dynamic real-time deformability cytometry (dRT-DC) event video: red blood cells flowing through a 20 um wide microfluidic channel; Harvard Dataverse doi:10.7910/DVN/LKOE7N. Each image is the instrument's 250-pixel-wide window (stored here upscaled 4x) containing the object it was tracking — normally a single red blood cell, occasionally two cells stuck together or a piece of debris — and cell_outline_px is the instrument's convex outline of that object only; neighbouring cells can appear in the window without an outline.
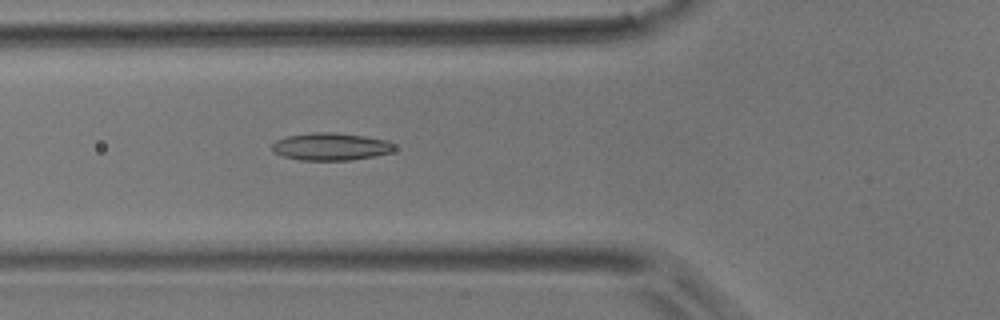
{"species": "common noctule bat (a hibernating species)", "species_latin": "Nyctalus noctula", "temperature_condition": "room temperature", "stored_images_in_passage": 44, "camera_frame_rate_fps": 3000, "um_per_image_px": 0.085, "animal": {"sex": "male", "body_mass_g": 17.9}, "frame": {"image": 1, "passage_image": 16, "time_ms": 5.0, "image_size_px": [1000, 320], "cell_outline_px": [[396, 148], [392, 152], [376, 156], [348, 160], [300, 160], [284, 156], [272, 152], [272, 144], [276, 140], [288, 136], [312, 132], [332, 132], [364, 136], [388, 140]], "centroid_in_image_um": [28.12, 12.46], "position_along_channel_um": 97.7, "area_um2": 19.59}}
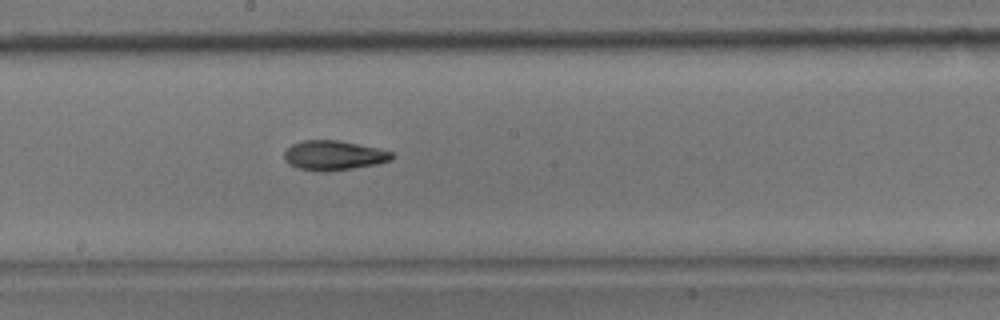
{"frame": {"image": 2, "passage_image": 24, "time_ms": 7.667, "image_size_px": [1000, 320], "cell_outline_px": [[396, 156], [392, 160], [376, 164], [352, 168], [324, 172], [320, 172], [296, 168], [288, 164], [284, 160], [284, 152], [292, 144], [304, 140], [340, 140], [376, 148], [392, 152]], "centroid_in_image_um": [28.34, 13.21], "position_along_channel_um": 219.9, "area_um2": 18.67}}
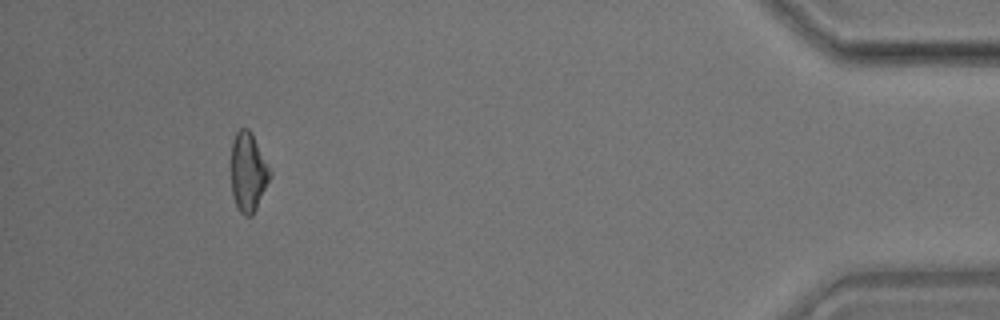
{"frame": {"image": 3, "passage_image": 41, "time_ms": 13.333, "image_size_px": [1000, 320], "cell_outline_px": [[272, 176], [252, 216], [244, 216], [240, 212], [232, 196], [232, 140], [236, 132], [240, 128], [248, 128], [268, 164], [272, 172]], "centroid_in_image_um": [21.1, 14.65], "position_along_channel_um": 414.1, "area_um2": 17.74}}